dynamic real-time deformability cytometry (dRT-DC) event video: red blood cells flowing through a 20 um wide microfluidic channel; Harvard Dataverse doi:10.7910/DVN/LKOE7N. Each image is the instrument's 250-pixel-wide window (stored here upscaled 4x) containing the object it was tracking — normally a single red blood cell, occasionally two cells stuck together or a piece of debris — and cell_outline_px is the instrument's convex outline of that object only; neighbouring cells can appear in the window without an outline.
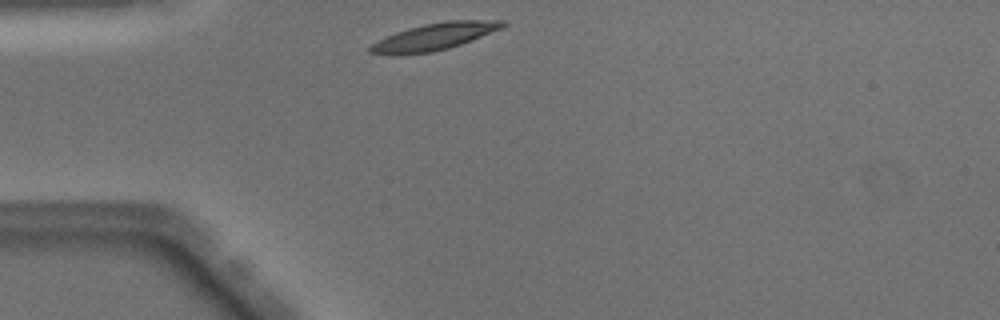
{"species": "Egyptian fruit bat (a non-hibernating species)", "species_latin": "Rousettus aegyptiacus", "temperature_condition": "warm", "stored_images_in_passage": 38, "camera_frame_rate_fps": 3000, "um_per_image_px": 0.085, "animal": {"sex": "male"}, "frame": {"image": 1, "passage_image": 1, "time_ms": 0.0, "image_size_px": [1000, 320], "cell_outline_px": [[508, 24], [500, 28], [460, 44], [448, 48], [432, 52], [396, 56], [392, 56], [368, 52], [368, 48], [376, 40], [396, 32], [408, 28], [424, 24], [444, 20], [508, 20]], "centroid_in_image_um": [36.85, 3.12], "position_along_channel_um": 48.2, "area_um2": 20.92}}
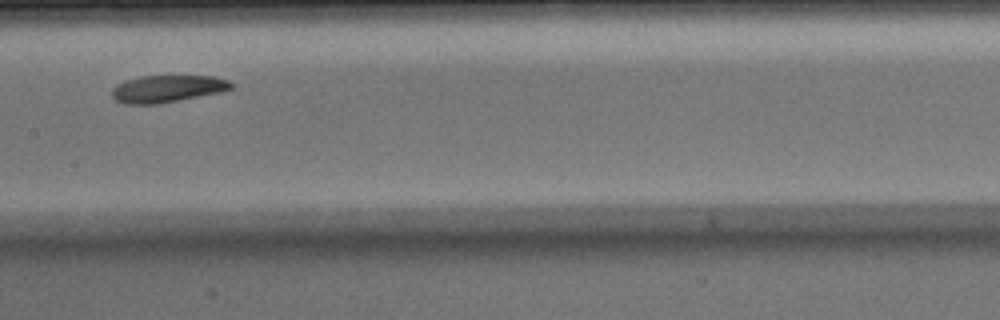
{"frame": {"image": 2, "passage_image": 13, "time_ms": 4.0, "image_size_px": [1000, 320], "cell_outline_px": [[236, 84], [232, 88], [220, 92], [156, 104], [124, 104], [116, 100], [112, 96], [112, 88], [124, 80], [140, 76], [212, 76], [228, 80]], "centroid_in_image_um": [14.21, 7.53], "position_along_channel_um": 193.2, "area_um2": 18.79}}
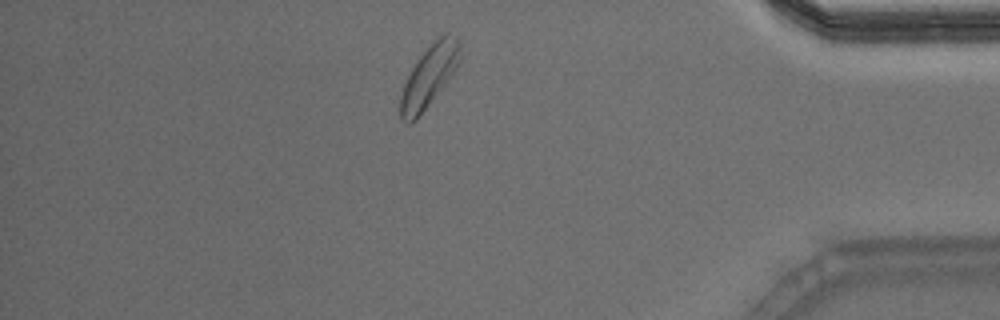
{"frame": {"image": 3, "passage_image": 31, "time_ms": 10.0, "image_size_px": [1000, 320], "cell_outline_px": [[460, 60], [456, 68], [448, 80], [416, 120], [412, 124], [404, 124], [400, 120], [400, 96], [404, 84], [412, 68], [420, 56], [444, 32], [448, 32], [456, 36], [460, 44]], "centroid_in_image_um": [36.46, 6.51], "position_along_channel_um": 398.7, "area_um2": 21.21}, "authors_computed_cell_mechanics": {"area_um2": 20.1144, "velocity_mm_per_s": 3.9979, "shape_relaxation_time_tau1_ms": 2.8807, "shape_relaxation_time_tau2_ms": 11.1008, "deformation_change_tau1": 0.124, "deformation_change_tau2": 0.1597}}